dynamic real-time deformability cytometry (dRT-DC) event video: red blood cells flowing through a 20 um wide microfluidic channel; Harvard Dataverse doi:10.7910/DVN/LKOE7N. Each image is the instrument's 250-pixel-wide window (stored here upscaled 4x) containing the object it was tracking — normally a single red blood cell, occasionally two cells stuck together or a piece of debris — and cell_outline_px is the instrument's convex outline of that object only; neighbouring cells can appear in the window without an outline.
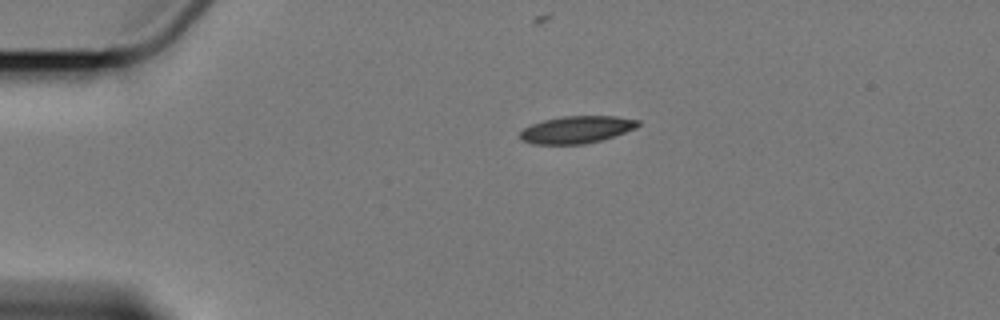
{"species": "Egyptian fruit bat (a non-hibernating species)", "species_latin": "Rousettus aegyptiacus", "temperature_condition": "cold", "stored_images_in_passage": 5, "camera_frame_rate_fps": 3000, "um_per_image_px": 0.085, "animal": {"sex": "female"}, "frame": {"image": 1, "passage_image": 5, "time_ms": 4.667, "image_size_px": [1000, 320], "cell_outline_px": [[640, 124], [636, 128], [600, 140], [584, 144], [532, 144], [520, 140], [520, 132], [524, 128], [532, 124], [544, 120], [560, 116], [616, 116], [640, 120]], "centroid_in_image_um": [48.99, 11.01], "position_along_channel_um": 36.0, "area_um2": 18.67}}